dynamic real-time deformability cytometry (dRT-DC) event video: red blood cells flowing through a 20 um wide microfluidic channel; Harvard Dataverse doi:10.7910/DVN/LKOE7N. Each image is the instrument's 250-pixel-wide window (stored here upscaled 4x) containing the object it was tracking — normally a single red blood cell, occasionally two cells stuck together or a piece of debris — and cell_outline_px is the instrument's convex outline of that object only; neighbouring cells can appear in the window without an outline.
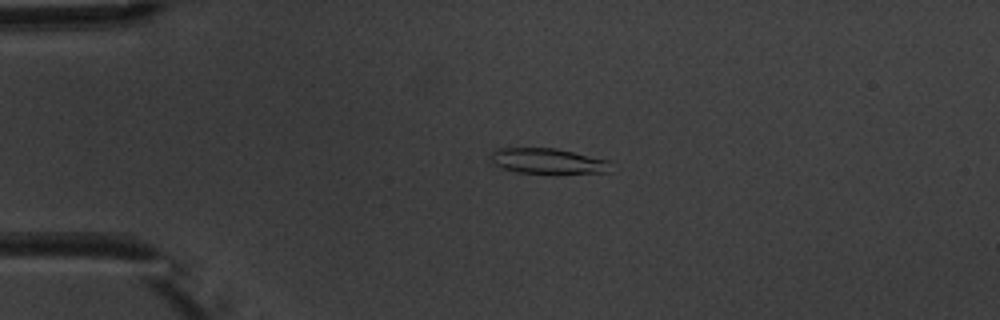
{"species": "common noctule bat (a hibernating species)", "species_latin": "Nyctalus noctula", "temperature_condition": "warm", "stored_images_in_passage": 3, "camera_frame_rate_fps": 3000, "um_per_image_px": 0.085, "animal": {"sex": "male", "body_mass_g": 20.1, "forearm_length_mm": 53.5}, "frame": {"image": 1, "passage_image": 2, "time_ms": 2.0, "image_size_px": [1000, 320], "cell_outline_px": [[612, 172], [556, 176], [516, 172], [504, 168], [496, 164], [492, 160], [492, 152], [496, 148], [556, 148], [608, 160]], "centroid_in_image_um": [46.65, 13.74], "position_along_channel_um": 38.3, "area_um2": 18.55}}